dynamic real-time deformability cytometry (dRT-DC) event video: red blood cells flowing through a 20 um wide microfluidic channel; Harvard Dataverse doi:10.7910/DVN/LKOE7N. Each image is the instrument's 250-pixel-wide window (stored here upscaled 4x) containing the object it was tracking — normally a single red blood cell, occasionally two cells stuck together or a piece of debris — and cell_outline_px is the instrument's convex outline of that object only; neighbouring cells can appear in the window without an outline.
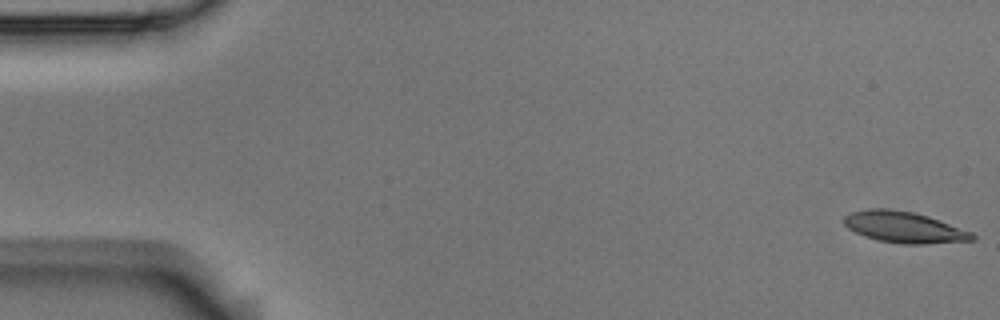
{"species": "Egyptian fruit bat (a non-hibernating species)", "species_latin": "Rousettus aegyptiacus", "temperature_condition": "room temperature", "stored_images_in_passage": 4, "camera_frame_rate_fps": 3000, "um_per_image_px": 0.085, "animal": {"sex": "male"}, "frame": {"image": 1, "passage_image": 1, "time_ms": 0.0, "image_size_px": [1000, 320], "cell_outline_px": [[976, 240], [924, 244], [904, 244], [880, 240], [864, 236], [848, 228], [844, 224], [844, 216], [852, 212], [872, 208], [884, 208], [912, 212], [928, 216], [940, 220], [972, 232], [976, 236]], "centroid_in_image_um": [76.88, 19.31], "position_along_channel_um": 8.1, "area_um2": 23.12}}
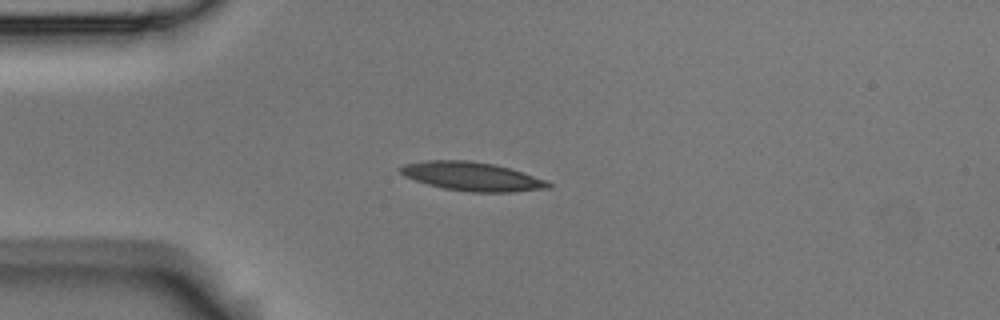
{"frame": {"image": 2, "passage_image": 4, "time_ms": 1.0, "image_size_px": [1000, 320], "cell_outline_px": [[552, 188], [512, 192], [472, 192], [444, 188], [428, 184], [404, 176], [396, 168], [404, 164], [424, 160], [468, 160], [496, 164], [524, 172], [548, 180], [552, 184]], "centroid_in_image_um": [40.16, 14.99], "position_along_channel_um": 44.8, "area_um2": 25.09}}